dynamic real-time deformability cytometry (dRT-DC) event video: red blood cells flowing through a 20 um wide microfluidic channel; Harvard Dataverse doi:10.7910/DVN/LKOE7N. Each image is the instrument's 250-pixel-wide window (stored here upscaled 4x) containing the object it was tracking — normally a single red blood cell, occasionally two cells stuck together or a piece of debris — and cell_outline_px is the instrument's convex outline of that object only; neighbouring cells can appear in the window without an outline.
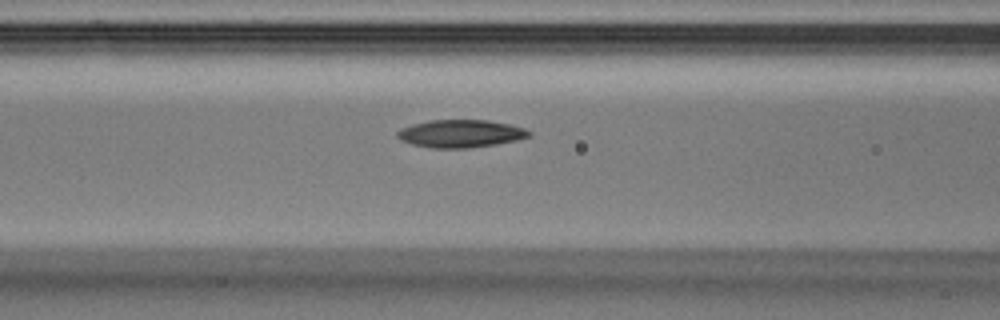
{"species": "Egyptian fruit bat (a non-hibernating species)", "species_latin": "Rousettus aegyptiacus", "temperature_condition": "warm", "stored_images_in_passage": 28, "camera_frame_rate_fps": 3000, "um_per_image_px": 0.085, "animal": {"sex": "male"}, "frame": {"image": 1, "passage_image": 9, "time_ms": 2.667, "image_size_px": [1000, 320], "cell_outline_px": [[532, 136], [516, 140], [496, 144], [468, 148], [432, 148], [412, 144], [400, 140], [396, 136], [396, 132], [400, 128], [412, 124], [428, 120], [488, 120], [508, 124], [524, 128], [532, 132]], "centroid_in_image_um": [39.13, 11.35], "position_along_channel_um": 127.5, "area_um2": 21.39}}
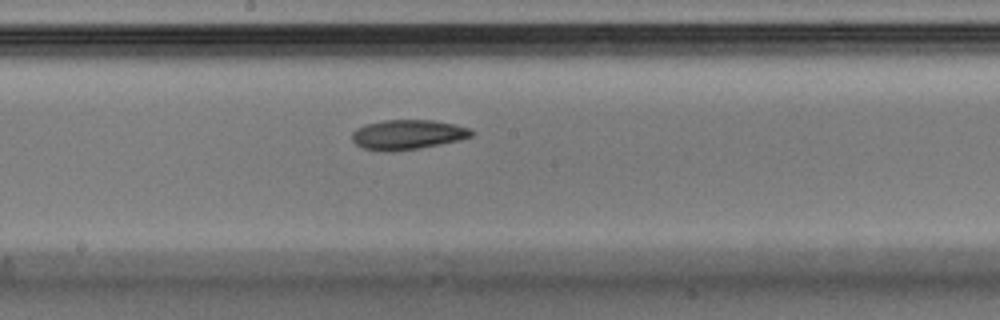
{"frame": {"image": 2, "passage_image": 14, "time_ms": 4.333, "image_size_px": [1000, 320], "cell_outline_px": [[476, 132], [472, 136], [460, 140], [420, 148], [392, 152], [384, 152], [364, 148], [356, 144], [352, 140], [352, 132], [356, 128], [364, 124], [384, 120], [432, 120], [472, 128]], "centroid_in_image_um": [34.65, 11.44], "position_along_channel_um": 213.5, "area_um2": 20.92}}
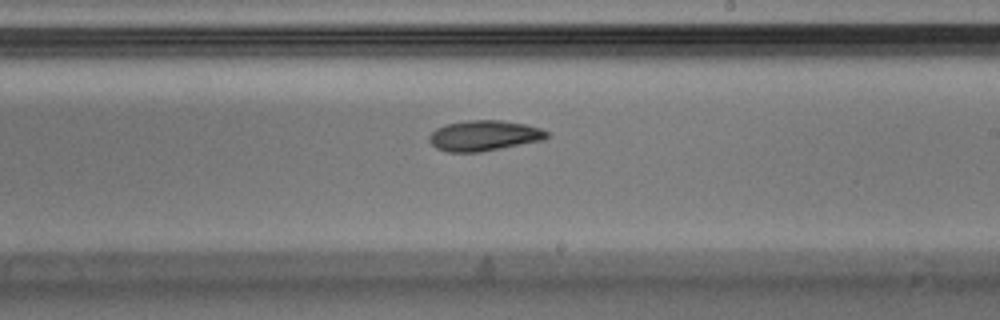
{"frame": {"image": 3, "passage_image": 16, "time_ms": 5.0, "image_size_px": [1000, 320], "cell_outline_px": [[548, 136], [544, 140], [480, 152], [448, 152], [436, 148], [428, 140], [428, 136], [436, 128], [444, 124], [468, 120], [500, 120], [524, 124], [540, 128], [548, 132]], "centroid_in_image_um": [41.11, 11.53], "position_along_channel_um": 247.9, "area_um2": 20.92}}